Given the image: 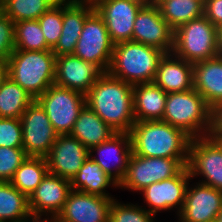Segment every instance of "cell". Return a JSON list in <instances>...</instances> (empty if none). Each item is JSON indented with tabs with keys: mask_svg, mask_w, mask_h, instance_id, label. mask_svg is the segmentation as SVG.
<instances>
[{
	"mask_svg": "<svg viewBox=\"0 0 222 222\" xmlns=\"http://www.w3.org/2000/svg\"><path fill=\"white\" fill-rule=\"evenodd\" d=\"M86 104L117 133L135 124L133 85L103 73L86 94Z\"/></svg>",
	"mask_w": 222,
	"mask_h": 222,
	"instance_id": "obj_1",
	"label": "cell"
},
{
	"mask_svg": "<svg viewBox=\"0 0 222 222\" xmlns=\"http://www.w3.org/2000/svg\"><path fill=\"white\" fill-rule=\"evenodd\" d=\"M132 154L143 157L188 159L191 137L162 120L135 122L131 131Z\"/></svg>",
	"mask_w": 222,
	"mask_h": 222,
	"instance_id": "obj_2",
	"label": "cell"
},
{
	"mask_svg": "<svg viewBox=\"0 0 222 222\" xmlns=\"http://www.w3.org/2000/svg\"><path fill=\"white\" fill-rule=\"evenodd\" d=\"M164 54L157 48L132 40L117 43L108 73L132 85L153 82Z\"/></svg>",
	"mask_w": 222,
	"mask_h": 222,
	"instance_id": "obj_3",
	"label": "cell"
},
{
	"mask_svg": "<svg viewBox=\"0 0 222 222\" xmlns=\"http://www.w3.org/2000/svg\"><path fill=\"white\" fill-rule=\"evenodd\" d=\"M7 63L8 77L34 99L54 84L56 55L52 50H14Z\"/></svg>",
	"mask_w": 222,
	"mask_h": 222,
	"instance_id": "obj_4",
	"label": "cell"
},
{
	"mask_svg": "<svg viewBox=\"0 0 222 222\" xmlns=\"http://www.w3.org/2000/svg\"><path fill=\"white\" fill-rule=\"evenodd\" d=\"M210 116L211 108L194 88L167 93L162 121L182 129L191 138L208 135Z\"/></svg>",
	"mask_w": 222,
	"mask_h": 222,
	"instance_id": "obj_5",
	"label": "cell"
},
{
	"mask_svg": "<svg viewBox=\"0 0 222 222\" xmlns=\"http://www.w3.org/2000/svg\"><path fill=\"white\" fill-rule=\"evenodd\" d=\"M172 53L192 64L217 57L218 28L205 16L183 24L174 30Z\"/></svg>",
	"mask_w": 222,
	"mask_h": 222,
	"instance_id": "obj_6",
	"label": "cell"
},
{
	"mask_svg": "<svg viewBox=\"0 0 222 222\" xmlns=\"http://www.w3.org/2000/svg\"><path fill=\"white\" fill-rule=\"evenodd\" d=\"M188 163V159L143 157L132 154L118 189L140 192L147 186L178 175Z\"/></svg>",
	"mask_w": 222,
	"mask_h": 222,
	"instance_id": "obj_7",
	"label": "cell"
},
{
	"mask_svg": "<svg viewBox=\"0 0 222 222\" xmlns=\"http://www.w3.org/2000/svg\"><path fill=\"white\" fill-rule=\"evenodd\" d=\"M43 107L58 135L70 134L83 107L86 95L52 84L36 99Z\"/></svg>",
	"mask_w": 222,
	"mask_h": 222,
	"instance_id": "obj_8",
	"label": "cell"
},
{
	"mask_svg": "<svg viewBox=\"0 0 222 222\" xmlns=\"http://www.w3.org/2000/svg\"><path fill=\"white\" fill-rule=\"evenodd\" d=\"M114 45L105 22L94 10L85 19L73 54L86 62L93 63L103 73H107L111 65Z\"/></svg>",
	"mask_w": 222,
	"mask_h": 222,
	"instance_id": "obj_9",
	"label": "cell"
},
{
	"mask_svg": "<svg viewBox=\"0 0 222 222\" xmlns=\"http://www.w3.org/2000/svg\"><path fill=\"white\" fill-rule=\"evenodd\" d=\"M187 168L192 179L222 191V150L208 135L191 139Z\"/></svg>",
	"mask_w": 222,
	"mask_h": 222,
	"instance_id": "obj_10",
	"label": "cell"
},
{
	"mask_svg": "<svg viewBox=\"0 0 222 222\" xmlns=\"http://www.w3.org/2000/svg\"><path fill=\"white\" fill-rule=\"evenodd\" d=\"M20 120L22 124V148L28 157L46 158L58 134L36 99L26 108Z\"/></svg>",
	"mask_w": 222,
	"mask_h": 222,
	"instance_id": "obj_11",
	"label": "cell"
},
{
	"mask_svg": "<svg viewBox=\"0 0 222 222\" xmlns=\"http://www.w3.org/2000/svg\"><path fill=\"white\" fill-rule=\"evenodd\" d=\"M192 178L187 166L176 176L147 186L139 193L143 195L146 210L155 216L160 211H181L185 202L186 190ZM175 208V209H174Z\"/></svg>",
	"mask_w": 222,
	"mask_h": 222,
	"instance_id": "obj_12",
	"label": "cell"
},
{
	"mask_svg": "<svg viewBox=\"0 0 222 222\" xmlns=\"http://www.w3.org/2000/svg\"><path fill=\"white\" fill-rule=\"evenodd\" d=\"M132 41L142 43L172 53L174 47V30L161 16L159 7L143 6L134 21Z\"/></svg>",
	"mask_w": 222,
	"mask_h": 222,
	"instance_id": "obj_13",
	"label": "cell"
},
{
	"mask_svg": "<svg viewBox=\"0 0 222 222\" xmlns=\"http://www.w3.org/2000/svg\"><path fill=\"white\" fill-rule=\"evenodd\" d=\"M188 184L177 222H215L222 209V191L200 182Z\"/></svg>",
	"mask_w": 222,
	"mask_h": 222,
	"instance_id": "obj_14",
	"label": "cell"
},
{
	"mask_svg": "<svg viewBox=\"0 0 222 222\" xmlns=\"http://www.w3.org/2000/svg\"><path fill=\"white\" fill-rule=\"evenodd\" d=\"M132 153L130 134L116 133L110 139L91 148L89 157L119 185L125 176Z\"/></svg>",
	"mask_w": 222,
	"mask_h": 222,
	"instance_id": "obj_15",
	"label": "cell"
},
{
	"mask_svg": "<svg viewBox=\"0 0 222 222\" xmlns=\"http://www.w3.org/2000/svg\"><path fill=\"white\" fill-rule=\"evenodd\" d=\"M142 4L133 0H105L94 10L105 22L114 44L132 40L134 21Z\"/></svg>",
	"mask_w": 222,
	"mask_h": 222,
	"instance_id": "obj_16",
	"label": "cell"
},
{
	"mask_svg": "<svg viewBox=\"0 0 222 222\" xmlns=\"http://www.w3.org/2000/svg\"><path fill=\"white\" fill-rule=\"evenodd\" d=\"M89 157V150L70 134L58 135L46 157L48 173L72 180Z\"/></svg>",
	"mask_w": 222,
	"mask_h": 222,
	"instance_id": "obj_17",
	"label": "cell"
},
{
	"mask_svg": "<svg viewBox=\"0 0 222 222\" xmlns=\"http://www.w3.org/2000/svg\"><path fill=\"white\" fill-rule=\"evenodd\" d=\"M113 200L114 198L71 190L57 216L65 222H109Z\"/></svg>",
	"mask_w": 222,
	"mask_h": 222,
	"instance_id": "obj_18",
	"label": "cell"
},
{
	"mask_svg": "<svg viewBox=\"0 0 222 222\" xmlns=\"http://www.w3.org/2000/svg\"><path fill=\"white\" fill-rule=\"evenodd\" d=\"M103 72L74 54L56 56L54 83L86 95Z\"/></svg>",
	"mask_w": 222,
	"mask_h": 222,
	"instance_id": "obj_19",
	"label": "cell"
},
{
	"mask_svg": "<svg viewBox=\"0 0 222 222\" xmlns=\"http://www.w3.org/2000/svg\"><path fill=\"white\" fill-rule=\"evenodd\" d=\"M71 190L70 180L47 173L29 197L31 213L58 215Z\"/></svg>",
	"mask_w": 222,
	"mask_h": 222,
	"instance_id": "obj_20",
	"label": "cell"
},
{
	"mask_svg": "<svg viewBox=\"0 0 222 222\" xmlns=\"http://www.w3.org/2000/svg\"><path fill=\"white\" fill-rule=\"evenodd\" d=\"M153 82L166 93L191 90L194 88L193 64L173 53L164 54Z\"/></svg>",
	"mask_w": 222,
	"mask_h": 222,
	"instance_id": "obj_21",
	"label": "cell"
},
{
	"mask_svg": "<svg viewBox=\"0 0 222 222\" xmlns=\"http://www.w3.org/2000/svg\"><path fill=\"white\" fill-rule=\"evenodd\" d=\"M194 89L212 108L222 103V57L193 64Z\"/></svg>",
	"mask_w": 222,
	"mask_h": 222,
	"instance_id": "obj_22",
	"label": "cell"
},
{
	"mask_svg": "<svg viewBox=\"0 0 222 222\" xmlns=\"http://www.w3.org/2000/svg\"><path fill=\"white\" fill-rule=\"evenodd\" d=\"M93 11V7L77 2L62 6L61 36L52 49L56 56L74 53L85 19Z\"/></svg>",
	"mask_w": 222,
	"mask_h": 222,
	"instance_id": "obj_23",
	"label": "cell"
},
{
	"mask_svg": "<svg viewBox=\"0 0 222 222\" xmlns=\"http://www.w3.org/2000/svg\"><path fill=\"white\" fill-rule=\"evenodd\" d=\"M167 93L154 82L133 85L135 121L162 120Z\"/></svg>",
	"mask_w": 222,
	"mask_h": 222,
	"instance_id": "obj_24",
	"label": "cell"
},
{
	"mask_svg": "<svg viewBox=\"0 0 222 222\" xmlns=\"http://www.w3.org/2000/svg\"><path fill=\"white\" fill-rule=\"evenodd\" d=\"M116 133L86 104L81 110L70 135L90 150L110 139Z\"/></svg>",
	"mask_w": 222,
	"mask_h": 222,
	"instance_id": "obj_25",
	"label": "cell"
},
{
	"mask_svg": "<svg viewBox=\"0 0 222 222\" xmlns=\"http://www.w3.org/2000/svg\"><path fill=\"white\" fill-rule=\"evenodd\" d=\"M109 186L115 187V189L118 188V184L90 157H88L71 180L72 190L102 197L115 198L107 192L106 189Z\"/></svg>",
	"mask_w": 222,
	"mask_h": 222,
	"instance_id": "obj_26",
	"label": "cell"
},
{
	"mask_svg": "<svg viewBox=\"0 0 222 222\" xmlns=\"http://www.w3.org/2000/svg\"><path fill=\"white\" fill-rule=\"evenodd\" d=\"M156 5L173 30L204 16V0H157Z\"/></svg>",
	"mask_w": 222,
	"mask_h": 222,
	"instance_id": "obj_27",
	"label": "cell"
},
{
	"mask_svg": "<svg viewBox=\"0 0 222 222\" xmlns=\"http://www.w3.org/2000/svg\"><path fill=\"white\" fill-rule=\"evenodd\" d=\"M47 173L46 158L27 157L9 182L29 198Z\"/></svg>",
	"mask_w": 222,
	"mask_h": 222,
	"instance_id": "obj_28",
	"label": "cell"
},
{
	"mask_svg": "<svg viewBox=\"0 0 222 222\" xmlns=\"http://www.w3.org/2000/svg\"><path fill=\"white\" fill-rule=\"evenodd\" d=\"M30 214L29 198L10 182L0 181V222H17Z\"/></svg>",
	"mask_w": 222,
	"mask_h": 222,
	"instance_id": "obj_29",
	"label": "cell"
},
{
	"mask_svg": "<svg viewBox=\"0 0 222 222\" xmlns=\"http://www.w3.org/2000/svg\"><path fill=\"white\" fill-rule=\"evenodd\" d=\"M34 98L8 77L0 87V118H20Z\"/></svg>",
	"mask_w": 222,
	"mask_h": 222,
	"instance_id": "obj_30",
	"label": "cell"
},
{
	"mask_svg": "<svg viewBox=\"0 0 222 222\" xmlns=\"http://www.w3.org/2000/svg\"><path fill=\"white\" fill-rule=\"evenodd\" d=\"M15 50H51L46 43L38 20H23L14 23Z\"/></svg>",
	"mask_w": 222,
	"mask_h": 222,
	"instance_id": "obj_31",
	"label": "cell"
},
{
	"mask_svg": "<svg viewBox=\"0 0 222 222\" xmlns=\"http://www.w3.org/2000/svg\"><path fill=\"white\" fill-rule=\"evenodd\" d=\"M53 5L48 0H0V9L15 23L37 20Z\"/></svg>",
	"mask_w": 222,
	"mask_h": 222,
	"instance_id": "obj_32",
	"label": "cell"
},
{
	"mask_svg": "<svg viewBox=\"0 0 222 222\" xmlns=\"http://www.w3.org/2000/svg\"><path fill=\"white\" fill-rule=\"evenodd\" d=\"M156 216L139 206L137 203H122L116 199L113 200L110 207L109 222H156Z\"/></svg>",
	"mask_w": 222,
	"mask_h": 222,
	"instance_id": "obj_33",
	"label": "cell"
},
{
	"mask_svg": "<svg viewBox=\"0 0 222 222\" xmlns=\"http://www.w3.org/2000/svg\"><path fill=\"white\" fill-rule=\"evenodd\" d=\"M37 20L41 26L47 46L52 50L61 36L62 6H52Z\"/></svg>",
	"mask_w": 222,
	"mask_h": 222,
	"instance_id": "obj_34",
	"label": "cell"
},
{
	"mask_svg": "<svg viewBox=\"0 0 222 222\" xmlns=\"http://www.w3.org/2000/svg\"><path fill=\"white\" fill-rule=\"evenodd\" d=\"M27 157L23 148L0 147V181L9 182Z\"/></svg>",
	"mask_w": 222,
	"mask_h": 222,
	"instance_id": "obj_35",
	"label": "cell"
},
{
	"mask_svg": "<svg viewBox=\"0 0 222 222\" xmlns=\"http://www.w3.org/2000/svg\"><path fill=\"white\" fill-rule=\"evenodd\" d=\"M0 147H23L20 118H0Z\"/></svg>",
	"mask_w": 222,
	"mask_h": 222,
	"instance_id": "obj_36",
	"label": "cell"
},
{
	"mask_svg": "<svg viewBox=\"0 0 222 222\" xmlns=\"http://www.w3.org/2000/svg\"><path fill=\"white\" fill-rule=\"evenodd\" d=\"M14 22L0 9V60H8L14 46Z\"/></svg>",
	"mask_w": 222,
	"mask_h": 222,
	"instance_id": "obj_37",
	"label": "cell"
},
{
	"mask_svg": "<svg viewBox=\"0 0 222 222\" xmlns=\"http://www.w3.org/2000/svg\"><path fill=\"white\" fill-rule=\"evenodd\" d=\"M204 16L215 27L222 28V0H204Z\"/></svg>",
	"mask_w": 222,
	"mask_h": 222,
	"instance_id": "obj_38",
	"label": "cell"
},
{
	"mask_svg": "<svg viewBox=\"0 0 222 222\" xmlns=\"http://www.w3.org/2000/svg\"><path fill=\"white\" fill-rule=\"evenodd\" d=\"M222 135V103L211 108L208 136Z\"/></svg>",
	"mask_w": 222,
	"mask_h": 222,
	"instance_id": "obj_39",
	"label": "cell"
},
{
	"mask_svg": "<svg viewBox=\"0 0 222 222\" xmlns=\"http://www.w3.org/2000/svg\"><path fill=\"white\" fill-rule=\"evenodd\" d=\"M57 218V215H43L31 213L29 216L22 218L17 222H56Z\"/></svg>",
	"mask_w": 222,
	"mask_h": 222,
	"instance_id": "obj_40",
	"label": "cell"
},
{
	"mask_svg": "<svg viewBox=\"0 0 222 222\" xmlns=\"http://www.w3.org/2000/svg\"><path fill=\"white\" fill-rule=\"evenodd\" d=\"M7 78H8L7 60H0V87Z\"/></svg>",
	"mask_w": 222,
	"mask_h": 222,
	"instance_id": "obj_41",
	"label": "cell"
},
{
	"mask_svg": "<svg viewBox=\"0 0 222 222\" xmlns=\"http://www.w3.org/2000/svg\"><path fill=\"white\" fill-rule=\"evenodd\" d=\"M53 6H63L76 3L77 0H48Z\"/></svg>",
	"mask_w": 222,
	"mask_h": 222,
	"instance_id": "obj_42",
	"label": "cell"
},
{
	"mask_svg": "<svg viewBox=\"0 0 222 222\" xmlns=\"http://www.w3.org/2000/svg\"><path fill=\"white\" fill-rule=\"evenodd\" d=\"M105 0H77V3L85 4L95 8L99 3Z\"/></svg>",
	"mask_w": 222,
	"mask_h": 222,
	"instance_id": "obj_43",
	"label": "cell"
},
{
	"mask_svg": "<svg viewBox=\"0 0 222 222\" xmlns=\"http://www.w3.org/2000/svg\"><path fill=\"white\" fill-rule=\"evenodd\" d=\"M218 53L222 57V28L218 29Z\"/></svg>",
	"mask_w": 222,
	"mask_h": 222,
	"instance_id": "obj_44",
	"label": "cell"
},
{
	"mask_svg": "<svg viewBox=\"0 0 222 222\" xmlns=\"http://www.w3.org/2000/svg\"><path fill=\"white\" fill-rule=\"evenodd\" d=\"M133 1H136L142 4L143 6H151L155 5L157 0H133Z\"/></svg>",
	"mask_w": 222,
	"mask_h": 222,
	"instance_id": "obj_45",
	"label": "cell"
},
{
	"mask_svg": "<svg viewBox=\"0 0 222 222\" xmlns=\"http://www.w3.org/2000/svg\"><path fill=\"white\" fill-rule=\"evenodd\" d=\"M209 137L212 138L218 144V146L222 150V135H219V136H209Z\"/></svg>",
	"mask_w": 222,
	"mask_h": 222,
	"instance_id": "obj_46",
	"label": "cell"
},
{
	"mask_svg": "<svg viewBox=\"0 0 222 222\" xmlns=\"http://www.w3.org/2000/svg\"><path fill=\"white\" fill-rule=\"evenodd\" d=\"M215 222H222V209H221V211L218 213Z\"/></svg>",
	"mask_w": 222,
	"mask_h": 222,
	"instance_id": "obj_47",
	"label": "cell"
},
{
	"mask_svg": "<svg viewBox=\"0 0 222 222\" xmlns=\"http://www.w3.org/2000/svg\"><path fill=\"white\" fill-rule=\"evenodd\" d=\"M56 222H65V221L60 220L59 218H57Z\"/></svg>",
	"mask_w": 222,
	"mask_h": 222,
	"instance_id": "obj_48",
	"label": "cell"
}]
</instances>
